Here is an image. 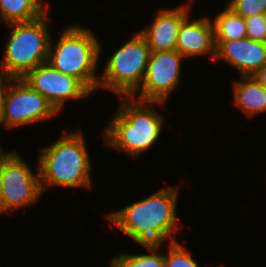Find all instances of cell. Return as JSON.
<instances>
[{
    "instance_id": "obj_16",
    "label": "cell",
    "mask_w": 266,
    "mask_h": 267,
    "mask_svg": "<svg viewBox=\"0 0 266 267\" xmlns=\"http://www.w3.org/2000/svg\"><path fill=\"white\" fill-rule=\"evenodd\" d=\"M212 22L215 41H232L247 37L245 19L227 6Z\"/></svg>"
},
{
    "instance_id": "obj_20",
    "label": "cell",
    "mask_w": 266,
    "mask_h": 267,
    "mask_svg": "<svg viewBox=\"0 0 266 267\" xmlns=\"http://www.w3.org/2000/svg\"><path fill=\"white\" fill-rule=\"evenodd\" d=\"M247 38L266 43V15H255L244 18Z\"/></svg>"
},
{
    "instance_id": "obj_22",
    "label": "cell",
    "mask_w": 266,
    "mask_h": 267,
    "mask_svg": "<svg viewBox=\"0 0 266 267\" xmlns=\"http://www.w3.org/2000/svg\"><path fill=\"white\" fill-rule=\"evenodd\" d=\"M252 76L266 88V64Z\"/></svg>"
},
{
    "instance_id": "obj_11",
    "label": "cell",
    "mask_w": 266,
    "mask_h": 267,
    "mask_svg": "<svg viewBox=\"0 0 266 267\" xmlns=\"http://www.w3.org/2000/svg\"><path fill=\"white\" fill-rule=\"evenodd\" d=\"M215 59L234 66L241 76H252L266 64V43L250 38L215 41Z\"/></svg>"
},
{
    "instance_id": "obj_6",
    "label": "cell",
    "mask_w": 266,
    "mask_h": 267,
    "mask_svg": "<svg viewBox=\"0 0 266 267\" xmlns=\"http://www.w3.org/2000/svg\"><path fill=\"white\" fill-rule=\"evenodd\" d=\"M147 40L139 31L108 59L99 79V87L119 97H132L144 81L150 56Z\"/></svg>"
},
{
    "instance_id": "obj_8",
    "label": "cell",
    "mask_w": 266,
    "mask_h": 267,
    "mask_svg": "<svg viewBox=\"0 0 266 267\" xmlns=\"http://www.w3.org/2000/svg\"><path fill=\"white\" fill-rule=\"evenodd\" d=\"M184 58L177 50L151 52L144 81L132 97L141 101L164 103L179 85Z\"/></svg>"
},
{
    "instance_id": "obj_12",
    "label": "cell",
    "mask_w": 266,
    "mask_h": 267,
    "mask_svg": "<svg viewBox=\"0 0 266 267\" xmlns=\"http://www.w3.org/2000/svg\"><path fill=\"white\" fill-rule=\"evenodd\" d=\"M190 6L186 3L176 8L159 10L151 25L140 31L151 52L176 50L179 28L189 16Z\"/></svg>"
},
{
    "instance_id": "obj_4",
    "label": "cell",
    "mask_w": 266,
    "mask_h": 267,
    "mask_svg": "<svg viewBox=\"0 0 266 267\" xmlns=\"http://www.w3.org/2000/svg\"><path fill=\"white\" fill-rule=\"evenodd\" d=\"M62 31L56 44L50 40L47 62L57 71L79 79L93 93L99 85L96 70L101 43L85 26L69 25Z\"/></svg>"
},
{
    "instance_id": "obj_9",
    "label": "cell",
    "mask_w": 266,
    "mask_h": 267,
    "mask_svg": "<svg viewBox=\"0 0 266 267\" xmlns=\"http://www.w3.org/2000/svg\"><path fill=\"white\" fill-rule=\"evenodd\" d=\"M58 113L43 95L32 89L23 79H13L5 100L2 125L8 129L16 128L48 120Z\"/></svg>"
},
{
    "instance_id": "obj_7",
    "label": "cell",
    "mask_w": 266,
    "mask_h": 267,
    "mask_svg": "<svg viewBox=\"0 0 266 267\" xmlns=\"http://www.w3.org/2000/svg\"><path fill=\"white\" fill-rule=\"evenodd\" d=\"M36 168L33 173L16 151L0 167V214L37 203L43 191Z\"/></svg>"
},
{
    "instance_id": "obj_3",
    "label": "cell",
    "mask_w": 266,
    "mask_h": 267,
    "mask_svg": "<svg viewBox=\"0 0 266 267\" xmlns=\"http://www.w3.org/2000/svg\"><path fill=\"white\" fill-rule=\"evenodd\" d=\"M81 130L64 133L49 147L41 148L38 165L43 193L49 187H91V162Z\"/></svg>"
},
{
    "instance_id": "obj_1",
    "label": "cell",
    "mask_w": 266,
    "mask_h": 267,
    "mask_svg": "<svg viewBox=\"0 0 266 267\" xmlns=\"http://www.w3.org/2000/svg\"><path fill=\"white\" fill-rule=\"evenodd\" d=\"M176 187L160 191L106 215L123 233L142 247L144 245L175 242L174 231L178 229Z\"/></svg>"
},
{
    "instance_id": "obj_5",
    "label": "cell",
    "mask_w": 266,
    "mask_h": 267,
    "mask_svg": "<svg viewBox=\"0 0 266 267\" xmlns=\"http://www.w3.org/2000/svg\"><path fill=\"white\" fill-rule=\"evenodd\" d=\"M47 15L27 21L10 23V37L6 42L0 69L14 79H22L28 72L48 60L51 35Z\"/></svg>"
},
{
    "instance_id": "obj_15",
    "label": "cell",
    "mask_w": 266,
    "mask_h": 267,
    "mask_svg": "<svg viewBox=\"0 0 266 267\" xmlns=\"http://www.w3.org/2000/svg\"><path fill=\"white\" fill-rule=\"evenodd\" d=\"M43 0H0V18L7 24L32 21L47 10Z\"/></svg>"
},
{
    "instance_id": "obj_2",
    "label": "cell",
    "mask_w": 266,
    "mask_h": 267,
    "mask_svg": "<svg viewBox=\"0 0 266 267\" xmlns=\"http://www.w3.org/2000/svg\"><path fill=\"white\" fill-rule=\"evenodd\" d=\"M120 98L118 110L110 123L102 129L103 140L107 146L136 158L152 147L161 135L165 119L152 105H162V102L141 101L133 97Z\"/></svg>"
},
{
    "instance_id": "obj_19",
    "label": "cell",
    "mask_w": 266,
    "mask_h": 267,
    "mask_svg": "<svg viewBox=\"0 0 266 267\" xmlns=\"http://www.w3.org/2000/svg\"><path fill=\"white\" fill-rule=\"evenodd\" d=\"M227 7L243 18L266 15V0H229Z\"/></svg>"
},
{
    "instance_id": "obj_17",
    "label": "cell",
    "mask_w": 266,
    "mask_h": 267,
    "mask_svg": "<svg viewBox=\"0 0 266 267\" xmlns=\"http://www.w3.org/2000/svg\"><path fill=\"white\" fill-rule=\"evenodd\" d=\"M150 254H120L112 258L111 267H165L164 255L158 254L160 245H144Z\"/></svg>"
},
{
    "instance_id": "obj_21",
    "label": "cell",
    "mask_w": 266,
    "mask_h": 267,
    "mask_svg": "<svg viewBox=\"0 0 266 267\" xmlns=\"http://www.w3.org/2000/svg\"><path fill=\"white\" fill-rule=\"evenodd\" d=\"M2 74H0V126H2V117L4 112V105L6 96L8 93V88L11 84V81H13V77L8 76L3 71H1Z\"/></svg>"
},
{
    "instance_id": "obj_14",
    "label": "cell",
    "mask_w": 266,
    "mask_h": 267,
    "mask_svg": "<svg viewBox=\"0 0 266 267\" xmlns=\"http://www.w3.org/2000/svg\"><path fill=\"white\" fill-rule=\"evenodd\" d=\"M241 79L233 83L234 105L249 117L266 112V88L253 76Z\"/></svg>"
},
{
    "instance_id": "obj_10",
    "label": "cell",
    "mask_w": 266,
    "mask_h": 267,
    "mask_svg": "<svg viewBox=\"0 0 266 267\" xmlns=\"http://www.w3.org/2000/svg\"><path fill=\"white\" fill-rule=\"evenodd\" d=\"M60 112L69 99L88 98L92 92L77 78L57 71L48 62L38 65L22 78Z\"/></svg>"
},
{
    "instance_id": "obj_13",
    "label": "cell",
    "mask_w": 266,
    "mask_h": 267,
    "mask_svg": "<svg viewBox=\"0 0 266 267\" xmlns=\"http://www.w3.org/2000/svg\"><path fill=\"white\" fill-rule=\"evenodd\" d=\"M188 16L179 28L176 50L185 58L208 55L215 59L214 25L209 17L195 20Z\"/></svg>"
},
{
    "instance_id": "obj_18",
    "label": "cell",
    "mask_w": 266,
    "mask_h": 267,
    "mask_svg": "<svg viewBox=\"0 0 266 267\" xmlns=\"http://www.w3.org/2000/svg\"><path fill=\"white\" fill-rule=\"evenodd\" d=\"M169 252L164 255L165 267H199L191 253L184 249L177 241L168 243Z\"/></svg>"
},
{
    "instance_id": "obj_23",
    "label": "cell",
    "mask_w": 266,
    "mask_h": 267,
    "mask_svg": "<svg viewBox=\"0 0 266 267\" xmlns=\"http://www.w3.org/2000/svg\"><path fill=\"white\" fill-rule=\"evenodd\" d=\"M14 153L12 152H6L2 150V147L0 146V167L5 163V161Z\"/></svg>"
}]
</instances>
